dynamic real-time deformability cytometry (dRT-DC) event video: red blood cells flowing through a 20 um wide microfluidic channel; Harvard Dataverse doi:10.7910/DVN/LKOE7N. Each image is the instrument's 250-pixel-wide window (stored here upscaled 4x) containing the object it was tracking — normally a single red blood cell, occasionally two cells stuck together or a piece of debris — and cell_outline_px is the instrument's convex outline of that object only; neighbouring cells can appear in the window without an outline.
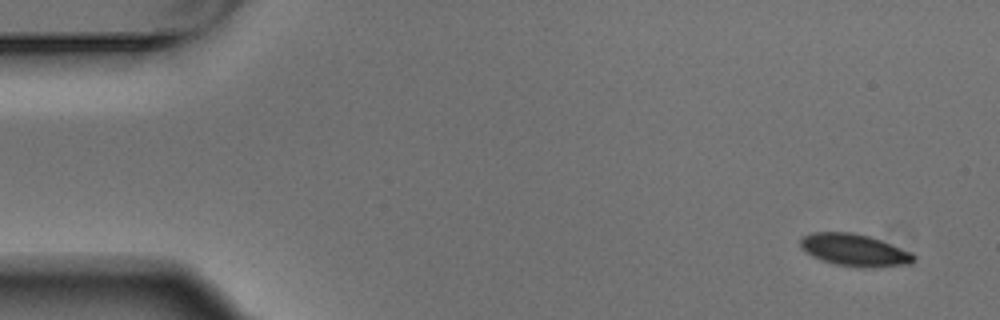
{"species": "Egyptian fruit bat (a non-hibernating species)", "species_latin": "Rousettus aegyptiacus", "temperature_condition": "warm", "stored_images_in_passage": 5, "camera_frame_rate_fps": 3000, "um_per_image_px": 0.085, "animal": {"sex": "male"}, "frame": {"image": 1, "passage_image": 1, "time_ms": 0.0, "image_size_px": [1000, 320], "cell_outline_px": [[916, 260], [912, 264], [872, 268], [864, 268], [836, 264], [820, 260], [804, 252], [800, 248], [800, 240], [804, 236], [812, 232], [852, 232], [868, 236], [880, 240], [912, 252], [916, 256]], "centroid_in_image_um": [72.64, 21.27], "position_along_channel_um": 12.4, "area_um2": 21.5}}
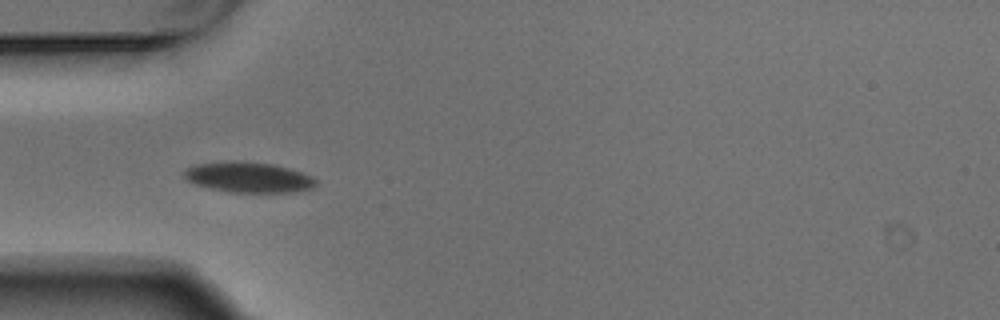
{"frame": {"image": 2, "passage_image": 4, "time_ms": 1.0, "image_size_px": [1000, 320], "cell_outline_px": [[316, 184], [312, 188], [296, 192], [232, 192], [208, 188], [192, 184], [184, 176], [184, 168], [196, 164], [228, 160], [244, 160], [272, 164], [288, 168], [312, 176], [316, 180]], "centroid_in_image_um": [21.07, 15.05], "position_along_channel_um": 63.9, "area_um2": 23.7}}
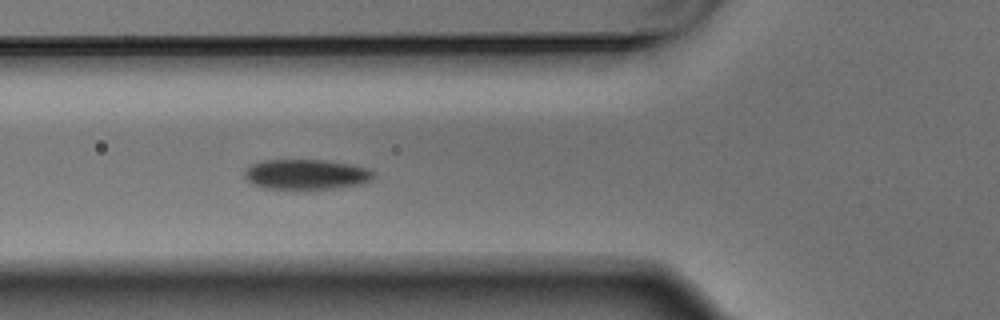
{"frame": {"image": 3, "passage_image": 5, "time_ms": 1.333, "image_size_px": [1000, 320], "cell_outline_px": [[372, 176], [368, 180], [360, 184], [336, 188], [264, 188], [252, 184], [244, 176], [244, 172], [252, 164], [264, 160], [324, 160], [352, 164], [368, 168], [372, 172]], "centroid_in_image_um": [26.0, 14.81], "position_along_channel_um": 99.8, "area_um2": 22.25}}